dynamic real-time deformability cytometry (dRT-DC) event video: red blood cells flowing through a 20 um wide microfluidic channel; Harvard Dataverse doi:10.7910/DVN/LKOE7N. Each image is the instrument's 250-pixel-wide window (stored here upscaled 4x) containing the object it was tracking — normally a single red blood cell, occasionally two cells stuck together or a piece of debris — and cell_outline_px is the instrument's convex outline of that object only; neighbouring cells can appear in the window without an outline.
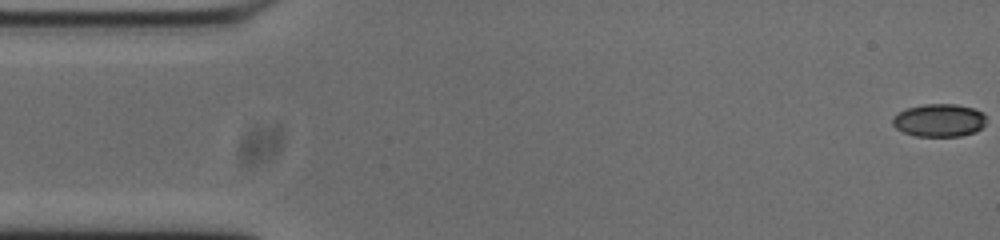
{"species": "common noctule bat (a hibernating species)", "species_latin": "Nyctalus noctula", "temperature_condition": "cold", "stored_images_in_passage": 54, "camera_frame_rate_fps": 3000, "um_per_image_px": 0.085, "animal": {"sex": "male", "body_mass_g": 20.0, "forearm_length_mm": 53.3}, "frame": {"image": 1, "passage_image": 1, "time_ms": 0.0, "image_size_px": [1000, 240], "cell_outline_px": [[984, 124], [976, 132], [960, 136], [916, 136], [904, 132], [896, 128], [892, 124], [892, 116], [896, 112], [908, 108], [924, 104], [956, 104], [972, 108], [980, 112], [984, 116]], "centroid_in_image_um": [79.77, 10.23], "position_along_channel_um": 5.2, "area_um2": 17.86}}
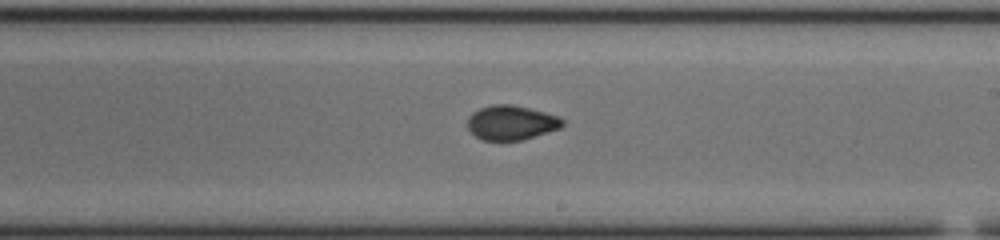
{"frame": {"image": 2, "passage_image": 30, "time_ms": 9.667, "image_size_px": [1000, 240], "cell_outline_px": [[564, 124], [560, 128], [524, 140], [484, 140], [476, 136], [468, 128], [468, 116], [472, 112], [480, 108], [492, 104], [512, 104], [544, 112], [556, 116], [564, 120]], "centroid_in_image_um": [43.45, 10.42], "position_along_channel_um": 245.6, "area_um2": 19.02}}
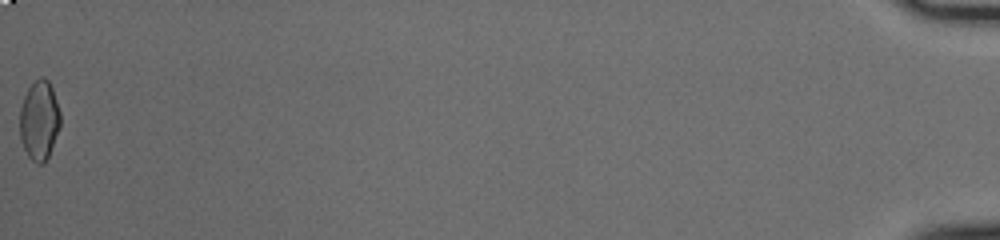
{"frame": {"image": 3, "passage_image": 54, "time_ms": 17.667, "image_size_px": [1000, 240], "cell_outline_px": [[60, 128], [48, 156], [44, 164], [36, 164], [28, 156], [20, 140], [20, 108], [24, 96], [28, 88], [40, 76], [44, 76], [48, 80], [52, 88], [60, 112]], "centroid_in_image_um": [3.34, 10.24], "position_along_channel_um": 431.9, "area_um2": 18.84}, "authors_computed_cell_mechanics": {"area_um2": 18.6983, "velocity_mm_per_s": 3.7624, "shape_relaxation_time_tau1_ms": 6.5801, "shape_relaxation_time_tau2_ms": 1.5403, "deformation_change_tau1": 0.1438, "deformation_change_tau2": 0.0523}}